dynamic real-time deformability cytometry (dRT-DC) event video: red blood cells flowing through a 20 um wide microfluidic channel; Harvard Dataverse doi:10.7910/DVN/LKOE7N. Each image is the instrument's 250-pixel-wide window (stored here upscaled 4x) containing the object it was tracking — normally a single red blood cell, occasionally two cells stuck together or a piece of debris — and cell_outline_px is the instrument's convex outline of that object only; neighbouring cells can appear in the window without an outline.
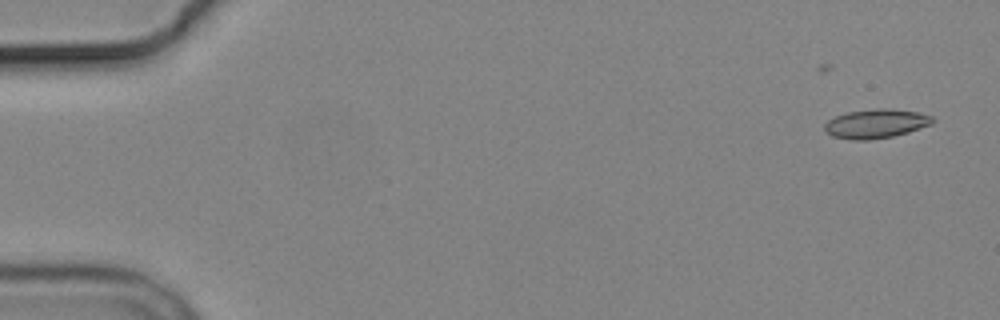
{"species": "common noctule bat (a hibernating species)", "species_latin": "Nyctalus noctula", "temperature_condition": "cold", "stored_images_in_passage": 5, "camera_frame_rate_fps": 3000, "um_per_image_px": 0.085, "animal": {"sex": "male", "body_mass_g": 19.2, "forearm_length_mm": 51.8}, "frame": {"image": 1, "passage_image": 1, "time_ms": 0.0, "image_size_px": [1000, 320], "cell_outline_px": [[936, 120], [932, 124], [908, 132], [892, 136], [868, 140], [852, 140], [832, 136], [824, 128], [824, 124], [828, 120], [836, 116], [848, 112], [876, 108], [892, 108], [916, 112], [932, 116]], "centroid_in_image_um": [74.47, 10.5], "position_along_channel_um": 10.5, "area_um2": 18.26}}
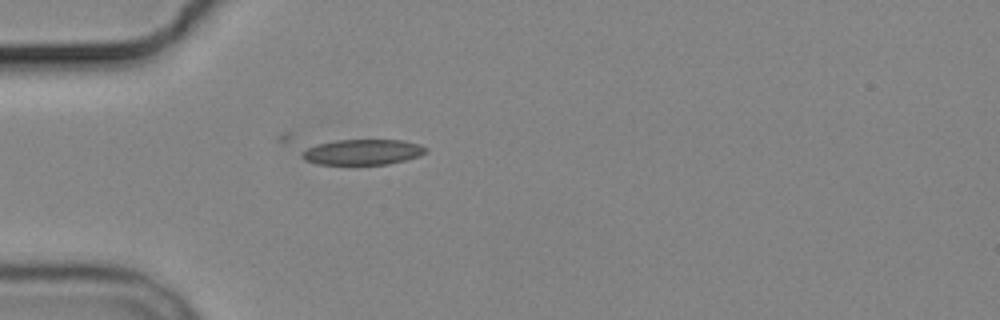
{"frame": {"image": 2, "passage_image": 5, "time_ms": 4.667, "image_size_px": [1000, 320], "cell_outline_px": [[428, 152], [420, 156], [388, 164], [316, 164], [304, 160], [300, 156], [308, 148], [316, 144], [336, 140], [404, 140], [420, 144], [428, 148]], "centroid_in_image_um": [30.86, 12.92], "position_along_channel_um": 54.1, "area_um2": 18.44}}